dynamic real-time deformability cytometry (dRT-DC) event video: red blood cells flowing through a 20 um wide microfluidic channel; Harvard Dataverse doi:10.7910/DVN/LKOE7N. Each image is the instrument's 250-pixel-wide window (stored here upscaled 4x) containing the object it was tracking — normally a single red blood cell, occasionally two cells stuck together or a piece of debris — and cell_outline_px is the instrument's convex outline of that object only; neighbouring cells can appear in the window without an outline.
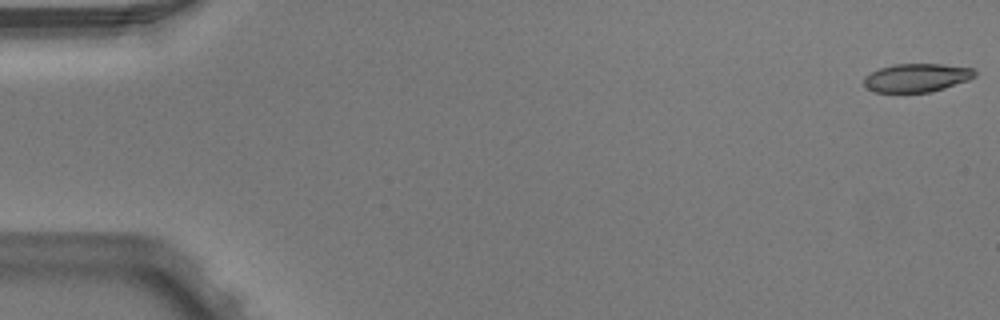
{"species": "Egyptian fruit bat (a non-hibernating species)", "species_latin": "Rousettus aegyptiacus", "temperature_condition": "warm", "stored_images_in_passage": 5, "camera_frame_rate_fps": 3000, "um_per_image_px": 0.085, "animal": {"sex": "male"}, "frame": {"image": 1, "passage_image": 1, "time_ms": 0.0, "image_size_px": [1000, 320], "cell_outline_px": [[976, 76], [968, 80], [944, 88], [928, 92], [872, 92], [864, 88], [864, 76], [880, 68], [892, 64], [944, 64], [972, 68], [976, 72]], "centroid_in_image_um": [77.89, 6.61], "position_along_channel_um": 7.1, "area_um2": 18.44}}